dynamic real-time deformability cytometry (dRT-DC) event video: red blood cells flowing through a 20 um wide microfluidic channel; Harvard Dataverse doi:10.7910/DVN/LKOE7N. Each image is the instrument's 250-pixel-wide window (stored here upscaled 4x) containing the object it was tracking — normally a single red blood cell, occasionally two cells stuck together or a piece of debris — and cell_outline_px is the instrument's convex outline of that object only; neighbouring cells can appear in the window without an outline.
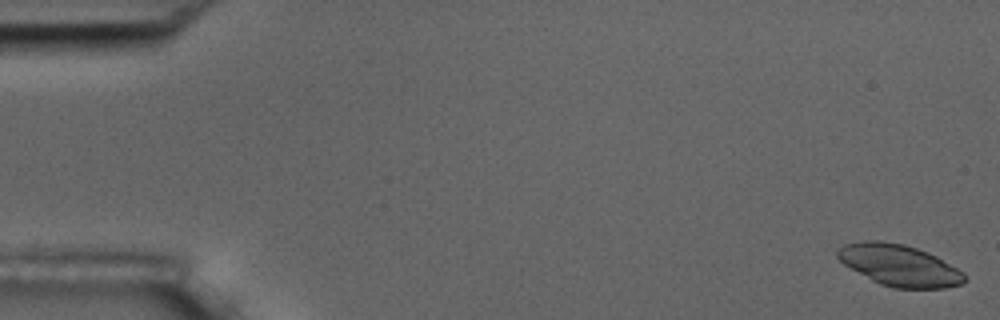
{"species": "common noctule bat (a hibernating species)", "species_latin": "Nyctalus noctula", "temperature_condition": "room temperature", "stored_images_in_passage": 6, "camera_frame_rate_fps": 3000, "um_per_image_px": 0.085, "animal": {"sex": "male", "body_mass_g": 17.5, "forearm_length_mm": 52.3}, "frame": {"image": 1, "passage_image": 1, "time_ms": 0.0, "image_size_px": [1000, 320], "cell_outline_px": [[968, 280], [960, 284], [944, 288], [892, 288], [880, 284], [872, 280], [844, 264], [836, 256], [836, 252], [844, 244], [864, 240], [880, 240], [904, 244], [928, 252], [936, 256], [964, 272]], "centroid_in_image_um": [76.45, 22.54], "position_along_channel_um": 8.5, "area_um2": 30.63}}